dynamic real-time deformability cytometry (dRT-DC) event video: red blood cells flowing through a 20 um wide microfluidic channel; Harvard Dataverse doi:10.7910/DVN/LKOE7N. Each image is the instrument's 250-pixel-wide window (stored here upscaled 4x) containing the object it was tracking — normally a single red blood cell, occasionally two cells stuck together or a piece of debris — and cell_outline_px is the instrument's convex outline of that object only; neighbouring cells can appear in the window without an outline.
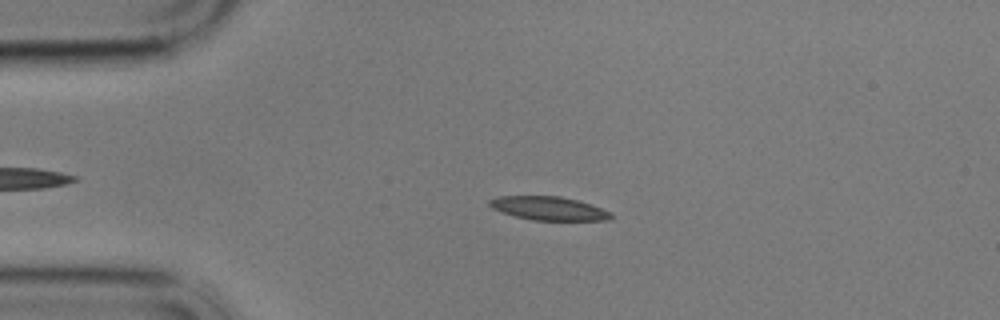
{"species": "common noctule bat (a hibernating species)", "species_latin": "Nyctalus noctula", "temperature_condition": "cold", "stored_images_in_passage": 57, "camera_frame_rate_fps": 3000, "um_per_image_px": 0.085, "animal": {"sex": "male", "body_mass_g": 17.9}, "frame": {"image": 1, "passage_image": 12, "time_ms": 3.667, "image_size_px": [1000, 320], "cell_outline_px": [[612, 216], [608, 220], [532, 220], [516, 216], [492, 208], [488, 204], [488, 200], [500, 196], [560, 196], [576, 200], [612, 212]], "centroid_in_image_um": [46.62, 17.71], "position_along_channel_um": 38.4, "area_um2": 16.42}}
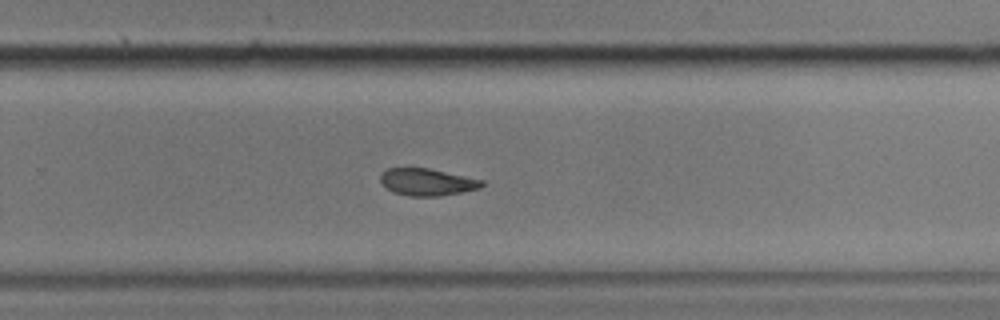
{"frame": {"image": 2, "passage_image": 37, "time_ms": 12.0, "image_size_px": [1000, 320], "cell_outline_px": [[484, 184], [480, 188], [440, 196], [412, 196], [392, 192], [380, 180], [380, 176], [388, 168], [428, 168], [484, 180]], "centroid_in_image_um": [36.32, 15.47], "position_along_channel_um": 293.5, "area_um2": 15.78}}
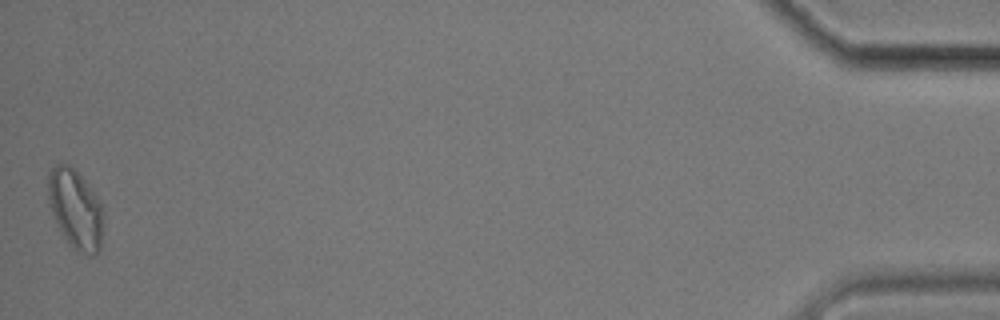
{"frame": {"image": 3, "passage_image": 57, "time_ms": 18.667, "image_size_px": [1000, 320], "cell_outline_px": [[104, 220], [100, 248], [92, 256], [72, 248], [68, 244], [52, 216], [48, 204], [48, 172], [56, 164], [68, 164], [84, 180], [100, 200], [104, 208]], "centroid_in_image_um": [6.42, 17.79], "position_along_channel_um": 428.8, "area_um2": 25.84}, "authors_computed_cell_mechanics": {"area_um2": 17.5134, "velocity_mm_per_s": 3.4078, "shape_relaxation_time_tau1_ms": 3.2699, "shape_relaxation_time_tau2_ms": 4.6621, "deformation_change_tau1": 0.1256, "deformation_change_tau2": 0.098}}